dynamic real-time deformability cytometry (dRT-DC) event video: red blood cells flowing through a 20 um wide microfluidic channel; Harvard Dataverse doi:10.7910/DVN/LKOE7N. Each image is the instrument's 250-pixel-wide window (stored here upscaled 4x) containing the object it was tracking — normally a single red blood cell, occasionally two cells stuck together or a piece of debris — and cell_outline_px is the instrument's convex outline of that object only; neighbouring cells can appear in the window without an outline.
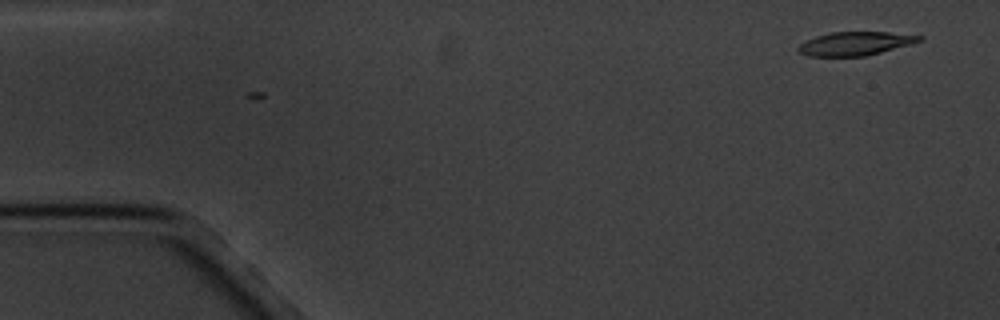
{"species": "common noctule bat (a hibernating species)", "species_latin": "Nyctalus noctula", "temperature_condition": "cold", "stored_images_in_passage": 2, "camera_frame_rate_fps": 3000, "um_per_image_px": 0.085, "animal": {"sex": "male", "body_mass_g": 20.1, "forearm_length_mm": 53.5}, "frame": {"image": 1, "passage_image": 2, "time_ms": 1.333, "image_size_px": [1000, 320], "cell_outline_px": [[924, 40], [880, 52], [864, 56], [808, 56], [800, 52], [796, 48], [800, 44], [816, 36], [832, 32], [888, 32], [924, 36]], "centroid_in_image_um": [72.7, 3.7], "position_along_channel_um": 12.3, "area_um2": 16.42}}